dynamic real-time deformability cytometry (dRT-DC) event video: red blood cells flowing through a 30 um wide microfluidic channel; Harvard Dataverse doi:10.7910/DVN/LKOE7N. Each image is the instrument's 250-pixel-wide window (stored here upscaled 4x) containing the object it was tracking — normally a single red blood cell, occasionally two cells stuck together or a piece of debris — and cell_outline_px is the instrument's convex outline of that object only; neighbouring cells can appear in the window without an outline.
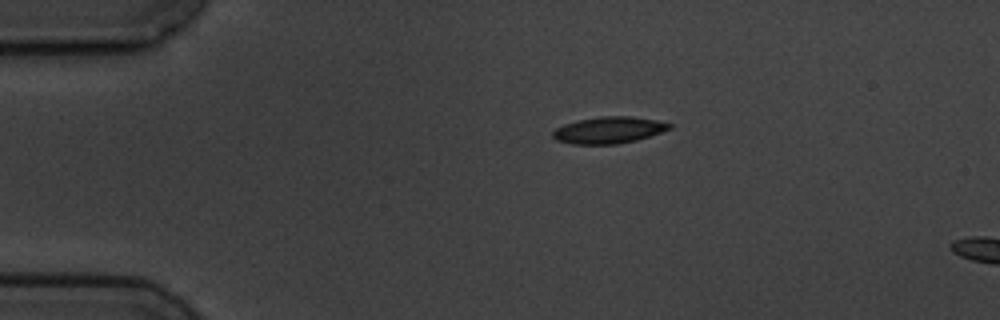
{"species": "common noctule bat (a hibernating species)", "species_latin": "Nyctalus noctula", "temperature_condition": "cold", "stored_images_in_passage": 3, "camera_frame_rate_fps": 3000, "um_per_image_px": 0.085, "animal": {"sex": "male", "body_mass_g": 19.5, "forearm_length_mm": 54.6}, "frame": {"image": 1, "passage_image": 1, "time_ms": 0.0, "image_size_px": [1000, 320], "cell_outline_px": [[672, 128], [636, 140], [616, 144], [572, 144], [556, 140], [552, 136], [552, 132], [556, 128], [564, 124], [580, 120], [600, 116], [632, 116], [656, 120], [672, 124]], "centroid_in_image_um": [51.73, 11.05], "position_along_channel_um": 33.3, "area_um2": 17.98}}